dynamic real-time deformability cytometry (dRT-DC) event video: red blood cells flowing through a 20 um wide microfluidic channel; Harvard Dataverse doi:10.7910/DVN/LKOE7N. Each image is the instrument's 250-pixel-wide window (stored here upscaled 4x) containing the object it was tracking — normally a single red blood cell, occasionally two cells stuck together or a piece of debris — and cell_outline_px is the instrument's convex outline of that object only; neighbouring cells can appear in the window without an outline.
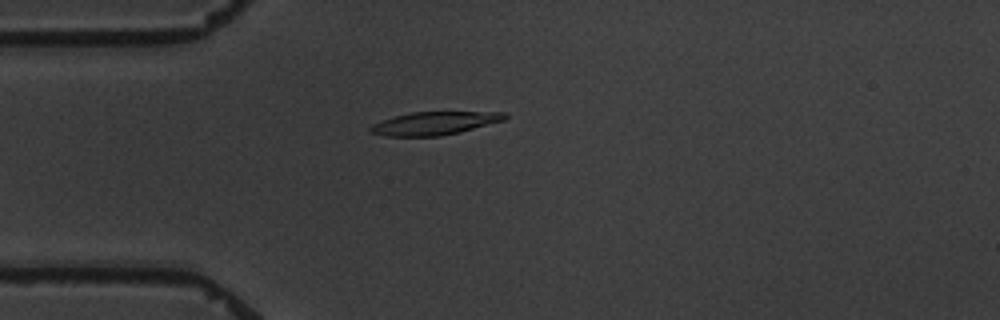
{"species": "common noctule bat (a hibernating species)", "species_latin": "Nyctalus noctula", "temperature_condition": "warm", "stored_images_in_passage": 9, "camera_frame_rate_fps": 3000, "um_per_image_px": 0.085, "animal": {"sex": "male", "body_mass_g": 19.5, "forearm_length_mm": 54.6}, "frame": {"image": 1, "passage_image": 2, "time_ms": 1.333, "image_size_px": [1000, 320], "cell_outline_px": [[508, 116], [504, 120], [460, 132], [440, 136], [388, 136], [368, 132], [368, 128], [372, 124], [396, 116], [412, 112], [504, 112]], "centroid_in_image_um": [36.92, 10.48], "position_along_channel_um": 48.1, "area_um2": 17.92}}
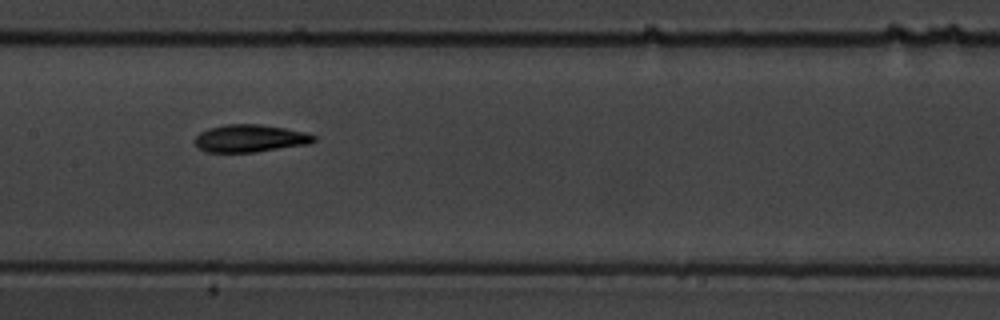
{"frame": {"image": 2, "passage_image": 6, "time_ms": 5.667, "image_size_px": [1000, 320], "cell_outline_px": [[316, 140], [308, 144], [252, 152], [204, 152], [192, 140], [200, 132], [208, 128], [224, 124], [260, 124], [284, 128], [304, 132], [316, 136]], "centroid_in_image_um": [21.21, 11.75], "position_along_channel_um": 186.2, "area_um2": 19.02}}
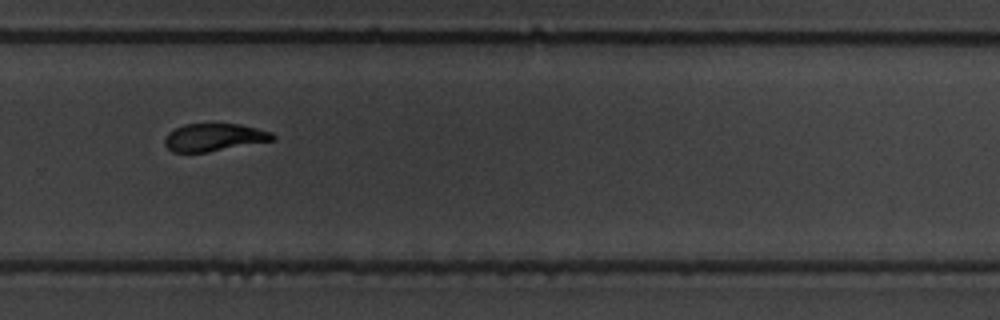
{"frame": {"image": 3, "passage_image": 9, "time_ms": 9.333, "image_size_px": [1000, 320], "cell_outline_px": [[276, 140], [208, 152], [172, 152], [164, 144], [164, 140], [168, 132], [184, 124], [240, 124], [272, 132], [276, 136]], "centroid_in_image_um": [18.22, 11.68], "position_along_channel_um": 311.6, "area_um2": 17.46}}